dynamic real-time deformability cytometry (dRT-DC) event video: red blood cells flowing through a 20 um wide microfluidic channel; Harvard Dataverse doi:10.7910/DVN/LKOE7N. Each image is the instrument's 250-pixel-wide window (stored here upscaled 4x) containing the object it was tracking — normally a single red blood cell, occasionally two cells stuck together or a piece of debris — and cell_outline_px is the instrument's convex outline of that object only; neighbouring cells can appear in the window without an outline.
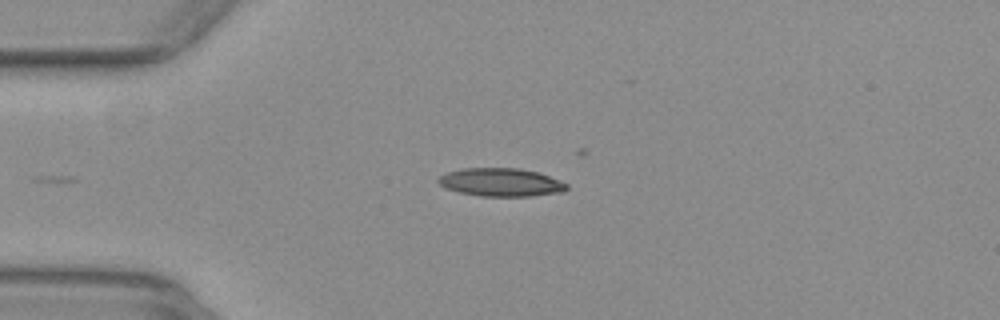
{"species": "common noctule bat (a hibernating species)", "species_latin": "Nyctalus noctula", "temperature_condition": "warm", "stored_images_in_passage": 7, "camera_frame_rate_fps": 3000, "um_per_image_px": 0.085, "animal": {"sex": "female", "body_mass_g": 29.2, "forearm_length_mm": 56.3}, "frame": {"image": 1, "passage_image": 1, "time_ms": 0.0, "image_size_px": [1000, 320], "cell_outline_px": [[568, 188], [564, 192], [528, 196], [480, 196], [460, 192], [444, 188], [436, 180], [440, 176], [448, 172], [464, 168], [520, 168], [536, 172], [548, 176], [568, 184]], "centroid_in_image_um": [42.57, 15.5], "position_along_channel_um": 42.4, "area_um2": 20.98}}
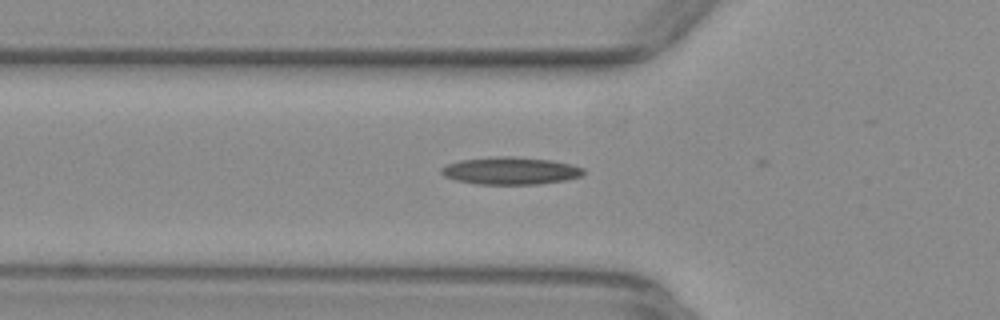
{"frame": {"image": 2, "passage_image": 6, "time_ms": 1.667, "image_size_px": [1000, 320], "cell_outline_px": [[584, 172], [580, 176], [564, 180], [540, 184], [476, 184], [456, 180], [444, 176], [440, 172], [440, 168], [448, 164], [460, 160], [496, 156], [512, 156], [552, 160], [584, 168]], "centroid_in_image_um": [43.36, 14.51], "position_along_channel_um": 82.4, "area_um2": 22.66}}